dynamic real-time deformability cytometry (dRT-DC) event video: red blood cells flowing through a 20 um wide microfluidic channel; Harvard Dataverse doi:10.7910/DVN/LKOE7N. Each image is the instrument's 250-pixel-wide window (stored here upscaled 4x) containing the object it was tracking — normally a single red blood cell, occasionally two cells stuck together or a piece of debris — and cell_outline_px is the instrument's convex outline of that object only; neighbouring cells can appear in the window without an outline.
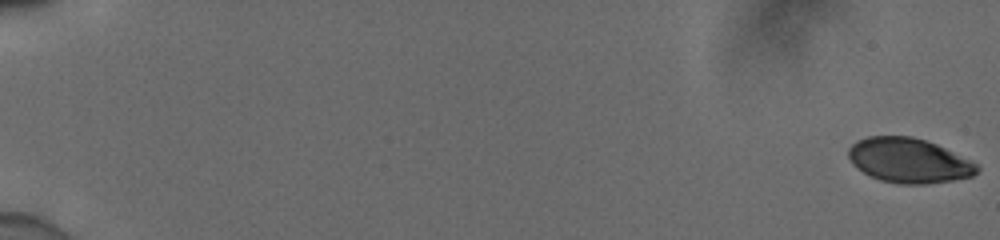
{"species": "human", "species_latin": "Homo sapiens", "temperature_condition": "cold", "stored_images_in_passage": 56, "camera_frame_rate_fps": 3000, "um_per_image_px": 0.085, "donor": {"sex": "male"}, "frame": {"image": 1, "passage_image": 1, "time_ms": 0.0, "image_size_px": [1000, 240], "cell_outline_px": [[980, 168], [972, 176], [952, 180], [928, 184], [900, 184], [880, 180], [864, 172], [852, 164], [848, 156], [848, 148], [856, 140], [868, 136], [912, 136], [936, 144], [976, 164]], "centroid_in_image_um": [77.2, 13.64], "position_along_channel_um": 7.8, "area_um2": 33.18}}
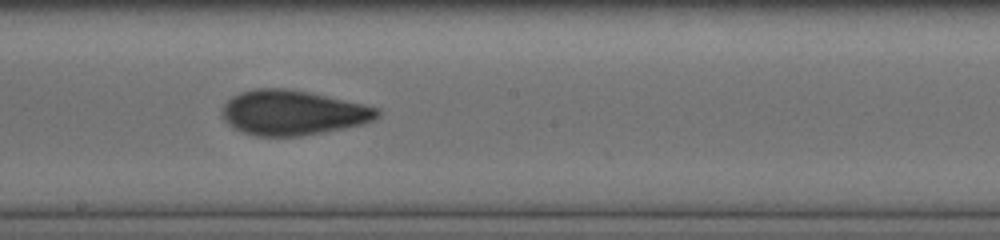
{"frame": {"image": 2, "passage_image": 34, "time_ms": 11.0, "image_size_px": [1000, 240], "cell_outline_px": [[380, 116], [364, 124], [324, 132], [300, 136], [256, 136], [232, 128], [220, 116], [220, 112], [224, 104], [232, 96], [240, 92], [252, 88], [284, 88], [308, 92], [364, 104], [380, 108]], "centroid_in_image_um": [24.86, 9.58], "position_along_channel_um": 223.3, "area_um2": 40.81}}
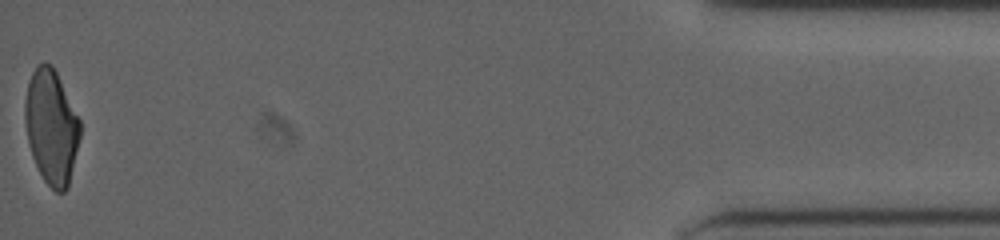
{"frame": {"image": 3, "passage_image": 56, "time_ms": 18.333, "image_size_px": [1000, 240], "cell_outline_px": [[80, 136], [68, 188], [64, 192], [56, 192], [44, 180], [32, 156], [28, 140], [24, 120], [24, 100], [28, 80], [36, 64], [44, 60], [52, 64], [80, 120]], "centroid_in_image_um": [4.35, 10.73], "position_along_channel_um": 430.9, "area_um2": 36.82}, "authors_computed_cell_mechanics": {"area_um2": 38.437, "velocity_mm_per_s": 3.9219, "shape_relaxation_time_tau1_ms": 4.9381, "shape_relaxation_time_tau2_ms": 1.47, "deformation_change_tau1": 0.1656, "deformation_change_tau2": 0.0604}}